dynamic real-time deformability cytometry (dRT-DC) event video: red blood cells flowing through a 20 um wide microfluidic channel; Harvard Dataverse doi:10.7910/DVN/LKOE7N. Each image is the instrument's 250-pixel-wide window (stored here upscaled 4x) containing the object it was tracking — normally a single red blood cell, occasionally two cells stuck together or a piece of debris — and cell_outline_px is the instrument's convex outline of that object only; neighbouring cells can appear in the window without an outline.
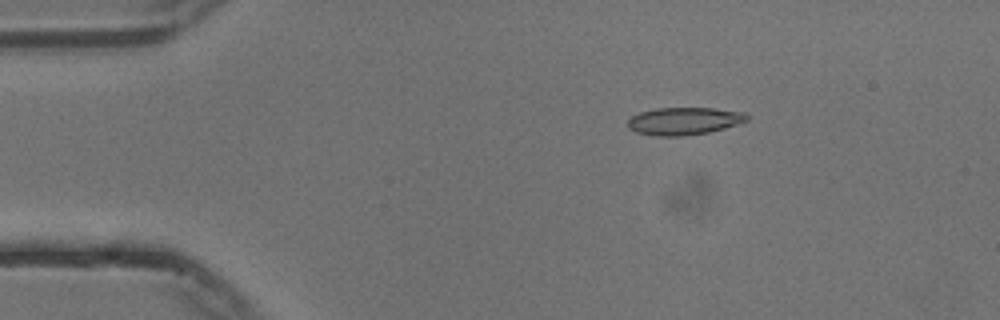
{"species": "common noctule bat (a hibernating species)", "species_latin": "Nyctalus noctula", "temperature_condition": "cold", "stored_images_in_passage": 46, "camera_frame_rate_fps": 3000, "um_per_image_px": 0.085, "animal": {"sex": "male", "body_mass_g": 13.3}, "frame": {"image": 1, "passage_image": 1, "time_ms": 0.0, "image_size_px": [1000, 320], "cell_outline_px": [[748, 120], [724, 128], [708, 132], [684, 136], [656, 136], [636, 132], [628, 128], [628, 120], [632, 116], [640, 112], [656, 108], [712, 108], [744, 112], [748, 116]], "centroid_in_image_um": [58.12, 10.29], "position_along_channel_um": 26.9, "area_um2": 19.02}}
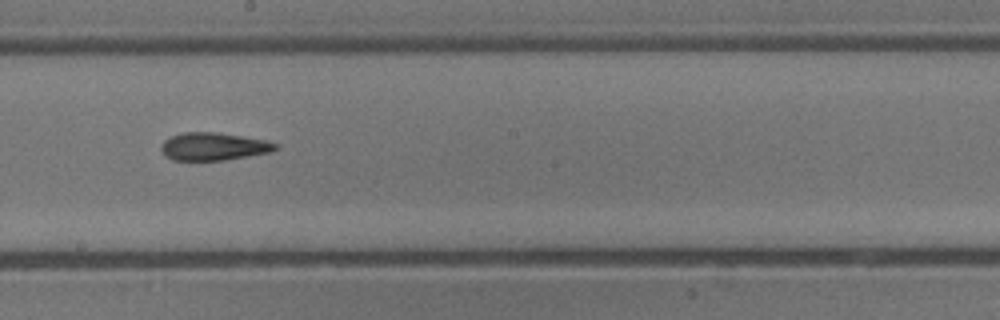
{"frame": {"image": 2, "passage_image": 22, "time_ms": 7.0, "image_size_px": [1000, 320], "cell_outline_px": [[280, 148], [272, 152], [224, 160], [172, 160], [164, 156], [160, 148], [160, 144], [164, 140], [172, 136], [184, 132], [216, 132], [268, 140], [276, 144]], "centroid_in_image_um": [18.15, 12.45], "position_along_channel_um": 230.0, "area_um2": 18.67}}
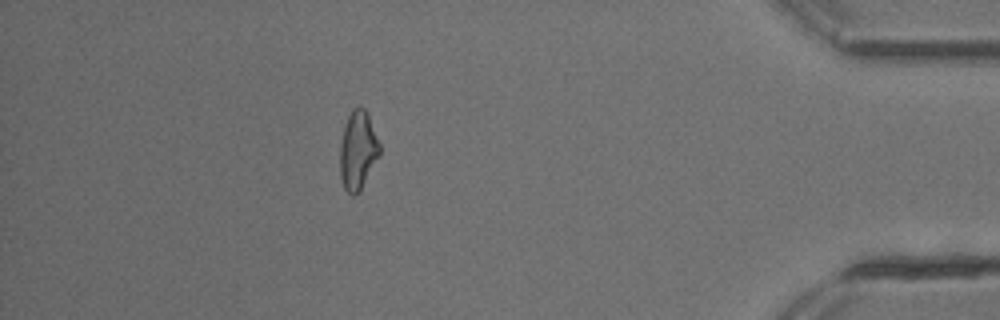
{"frame": {"image": 3, "passage_image": 40, "time_ms": 13.0, "image_size_px": [1000, 320], "cell_outline_px": [[380, 152], [360, 192], [352, 196], [344, 188], [340, 176], [340, 144], [344, 128], [348, 116], [352, 108], [360, 104], [368, 112], [380, 144]], "centroid_in_image_um": [30.42, 12.75], "position_along_channel_um": 404.8, "area_um2": 18.26}, "authors_computed_cell_mechanics": {"area_um2": 18.4382, "velocity_mm_per_s": 3.7599, "shape_relaxation_time_tau1_ms": 10.4113, "shape_relaxation_time_tau2_ms": 7.0901, "deformation_change_tau1": 0.2246, "deformation_change_tau2": 0.1837}}